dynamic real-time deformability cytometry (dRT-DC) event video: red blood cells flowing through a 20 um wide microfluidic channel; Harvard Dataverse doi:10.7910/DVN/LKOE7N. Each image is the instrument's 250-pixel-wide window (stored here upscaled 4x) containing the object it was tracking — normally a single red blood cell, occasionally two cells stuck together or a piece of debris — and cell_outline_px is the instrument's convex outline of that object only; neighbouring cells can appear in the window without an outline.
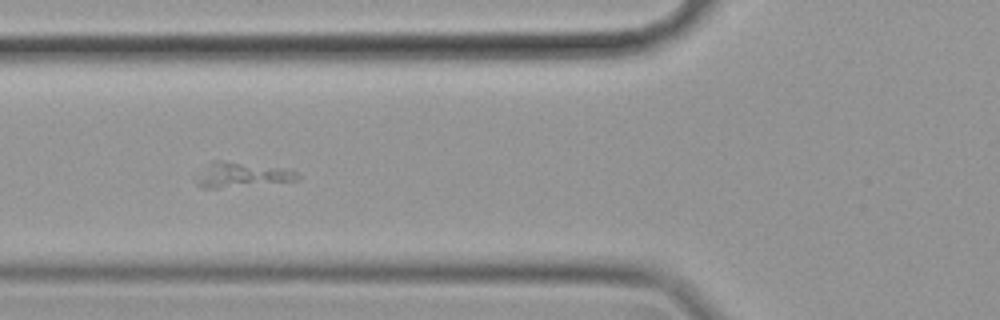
{"species": "common noctule bat (a hibernating species)", "species_latin": "Nyctalus noctula", "temperature_condition": "cold", "stored_images_in_passage": 46, "camera_frame_rate_fps": 3000, "um_per_image_px": 0.085, "animal": {"sex": "female", "body_mass_g": 19.9}, "frame": {"image": 1, "passage_image": 9, "time_ms": 2.667, "image_size_px": [1000, 320], "cell_outline_px": [[300, 180], [216, 188], [200, 188], [196, 184], [212, 160], [216, 160], [292, 168], [300, 176]], "centroid_in_image_um": [20.69, 14.85], "position_along_channel_um": 105.1, "area_um2": 14.28}}
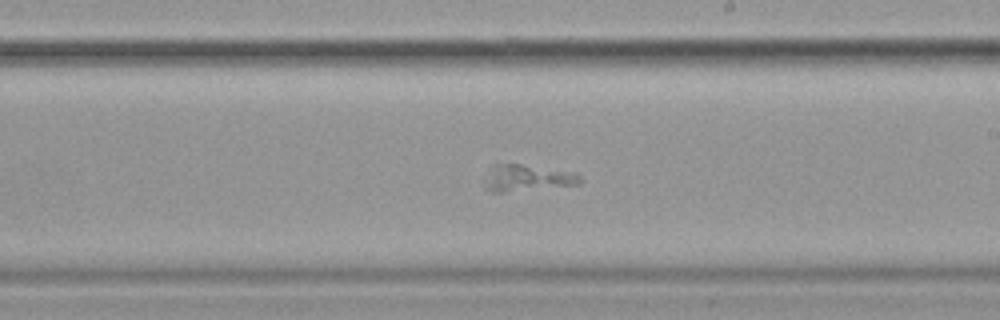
{"frame": {"image": 2, "passage_image": 21, "time_ms": 6.667, "image_size_px": [1000, 320], "cell_outline_px": [[584, 180], [580, 184], [504, 192], [488, 192], [484, 188], [492, 164], [520, 164], [576, 172]], "centroid_in_image_um": [44.85, 15.13], "position_along_channel_um": 244.2, "area_um2": 14.68}}
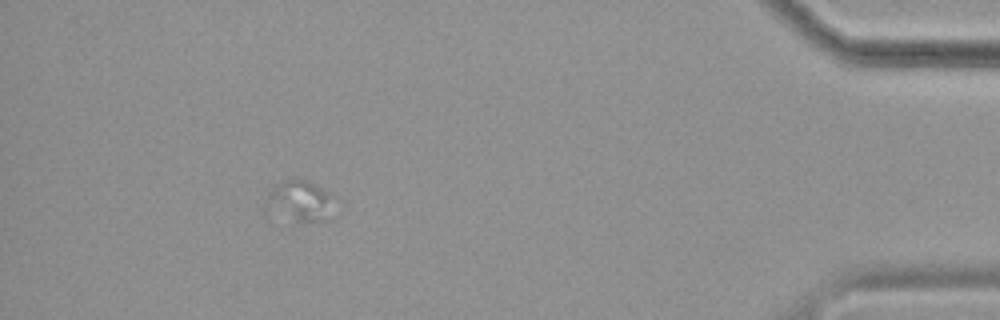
{"frame": {"image": 3, "passage_image": 40, "time_ms": 13.0, "image_size_px": [1000, 320], "cell_outline_px": [[328, 220], [296, 220], [264, 212], [264, 200], [268, 192], [284, 180], [308, 180], [328, 192]], "centroid_in_image_um": [25.31, 17.08], "position_along_channel_um": 409.9, "area_um2": 15.55}}